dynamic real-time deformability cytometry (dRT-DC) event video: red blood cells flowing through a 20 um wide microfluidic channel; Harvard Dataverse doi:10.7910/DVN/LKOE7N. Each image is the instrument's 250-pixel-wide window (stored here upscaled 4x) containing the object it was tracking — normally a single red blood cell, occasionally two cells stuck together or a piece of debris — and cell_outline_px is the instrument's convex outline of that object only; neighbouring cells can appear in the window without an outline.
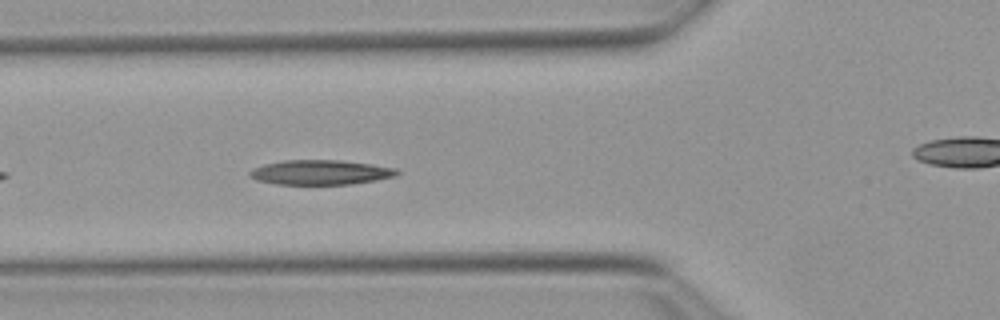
{"species": "Egyptian fruit bat (a non-hibernating species)", "species_latin": "Rousettus aegyptiacus", "temperature_condition": "warm", "stored_images_in_passage": 18, "camera_frame_rate_fps": 3000, "um_per_image_px": 0.085, "animal": {"sex": "female"}, "frame": {"image": 1, "passage_image": 6, "time_ms": 1.667, "image_size_px": [1000, 320], "cell_outline_px": [[400, 172], [396, 176], [376, 180], [352, 184], [276, 184], [256, 180], [248, 172], [252, 168], [264, 164], [284, 160], [340, 160], [372, 164], [396, 168]], "centroid_in_image_um": [27.26, 14.64], "position_along_channel_um": 98.5, "area_um2": 21.21}}
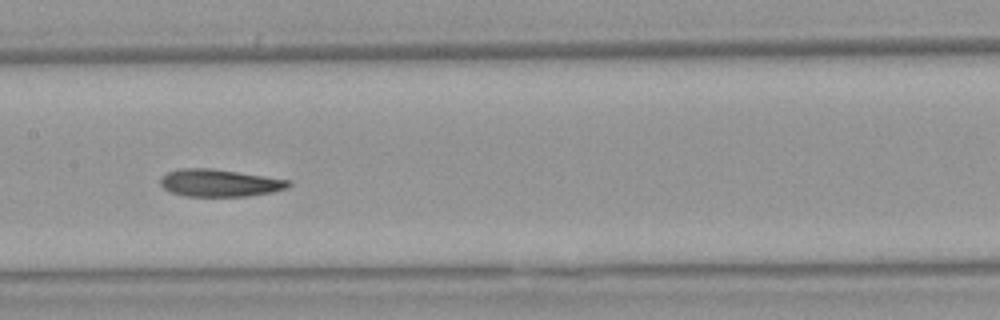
{"frame": {"image": 2, "passage_image": 13, "time_ms": 4.0, "image_size_px": [1000, 320], "cell_outline_px": [[292, 184], [288, 188], [272, 192], [248, 196], [184, 196], [172, 192], [164, 188], [160, 184], [160, 180], [168, 172], [180, 168], [212, 168], [292, 180]], "centroid_in_image_um": [18.71, 15.55], "position_along_channel_um": 188.7, "area_um2": 20.46}}
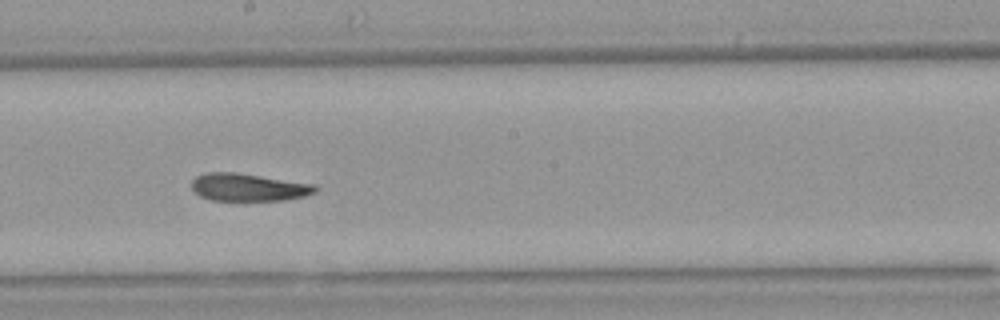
{"frame": {"image": 3, "passage_image": 16, "time_ms": 5.0, "image_size_px": [1000, 320], "cell_outline_px": [[320, 188], [316, 192], [304, 196], [284, 200], [244, 204], [212, 200], [200, 196], [192, 188], [192, 180], [196, 176], [208, 172], [236, 172], [316, 184]], "centroid_in_image_um": [21.15, 15.97], "position_along_channel_um": 227.1, "area_um2": 20.98}}